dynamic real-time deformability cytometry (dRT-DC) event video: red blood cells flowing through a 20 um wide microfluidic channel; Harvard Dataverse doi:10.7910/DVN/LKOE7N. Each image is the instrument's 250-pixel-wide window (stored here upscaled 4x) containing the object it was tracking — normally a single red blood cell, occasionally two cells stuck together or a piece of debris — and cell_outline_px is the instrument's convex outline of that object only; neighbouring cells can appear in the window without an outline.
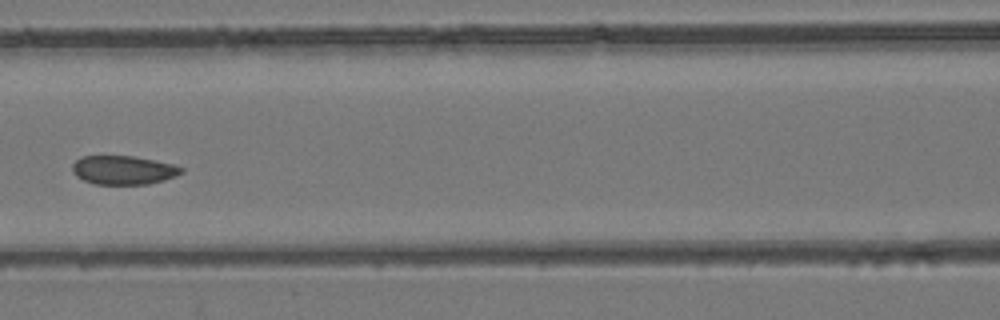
{"species": "common noctule bat (a hibernating species)", "species_latin": "Nyctalus noctula", "temperature_condition": "room temperature", "stored_images_in_passage": 7, "camera_frame_rate_fps": 3000, "um_per_image_px": 0.085, "animal": {"sex": "female", "body_mass_g": 24.6, "forearm_length_mm": 56.2}, "frame": {"image": 1, "passage_image": 6, "time_ms": 6.0, "image_size_px": [1000, 320], "cell_outline_px": [[184, 172], [176, 176], [164, 180], [148, 184], [96, 184], [84, 180], [76, 176], [72, 172], [72, 164], [80, 156], [132, 156], [176, 164], [184, 168]], "centroid_in_image_um": [10.51, 14.45], "position_along_channel_um": 156.1, "area_um2": 18.44}}
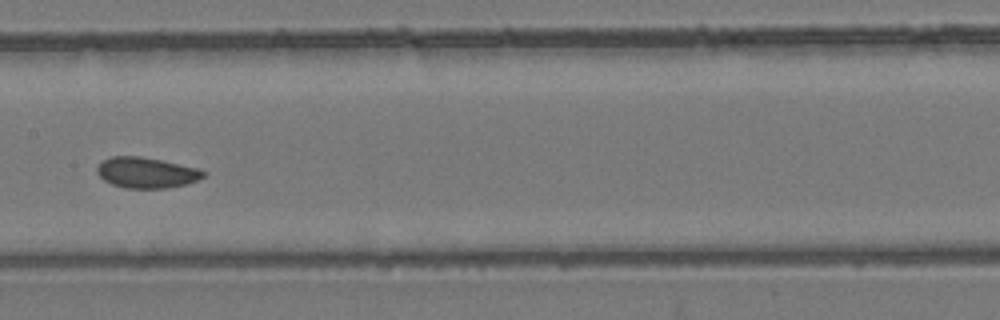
{"frame": {"image": 2, "passage_image": 7, "time_ms": 7.0, "image_size_px": [1000, 320], "cell_outline_px": [[208, 172], [204, 176], [188, 184], [164, 188], [128, 188], [112, 184], [104, 180], [96, 172], [96, 168], [104, 160], [112, 156], [140, 156], [160, 160], [196, 168]], "centroid_in_image_um": [12.44, 14.68], "position_along_channel_um": 195.0, "area_um2": 18.79}}